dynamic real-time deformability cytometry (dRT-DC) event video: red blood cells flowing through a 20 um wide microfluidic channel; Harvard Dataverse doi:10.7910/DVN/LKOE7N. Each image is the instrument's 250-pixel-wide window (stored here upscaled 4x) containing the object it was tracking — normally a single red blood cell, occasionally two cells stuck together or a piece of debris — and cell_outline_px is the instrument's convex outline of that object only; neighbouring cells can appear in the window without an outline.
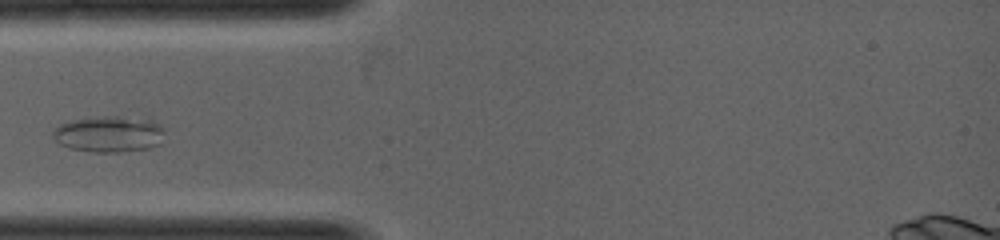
{"species": "common noctule bat (a hibernating species)", "species_latin": "Nyctalus noctula", "temperature_condition": "warm", "stored_images_in_passage": 30, "camera_frame_rate_fps": 5000, "um_per_image_px": 0.085, "animal": {"sex": "female", "body_mass_g": 19.0, "forearm_length_mm": 53.3}, "frame": {"image": 1, "passage_image": 7, "time_ms": 1.2, "image_size_px": [1000, 240], "cell_outline_px": [[164, 132], [160, 144], [148, 148], [116, 152], [92, 152], [72, 148], [60, 144], [52, 136], [52, 132], [60, 124], [72, 120], [96, 116], [120, 116], [152, 120], [160, 124], [164, 128]], "centroid_in_image_um": [9.28, 11.38], "position_along_channel_um": 75.7, "area_um2": 23.58}}
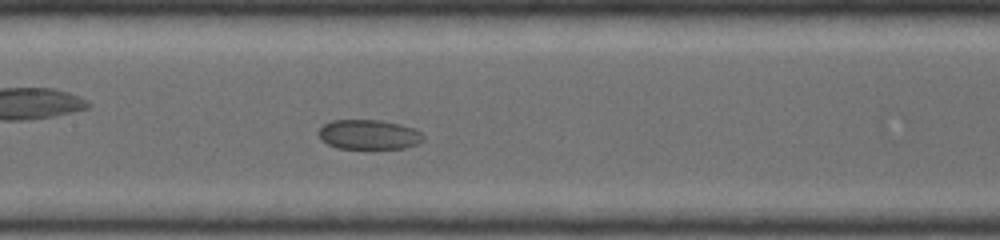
{"frame": {"image": 2, "passage_image": 13, "time_ms": 2.4, "image_size_px": [1000, 240], "cell_outline_px": [[424, 140], [416, 144], [404, 148], [336, 148], [320, 140], [316, 132], [324, 124], [332, 120], [380, 120], [400, 124], [412, 128], [420, 132], [424, 136]], "centroid_in_image_um": [31.3, 11.43], "position_along_channel_um": 176.1, "area_um2": 18.15}}
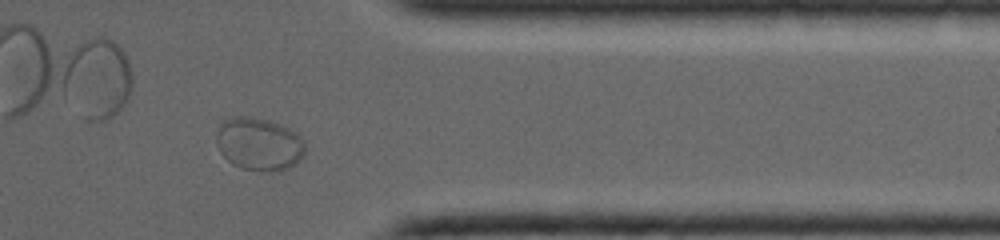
{"frame": {"image": 3, "passage_image": 26, "time_ms": 5.0, "image_size_px": [1000, 240], "cell_outline_px": [[304, 152], [300, 160], [296, 164], [280, 172], [260, 172], [240, 168], [232, 164], [220, 152], [216, 144], [216, 132], [224, 120], [232, 116], [252, 116], [268, 120], [280, 124], [288, 128], [300, 136], [304, 140]], "centroid_in_image_um": [22.01, 12.26], "position_along_channel_um": 389.4, "area_um2": 27.8}}